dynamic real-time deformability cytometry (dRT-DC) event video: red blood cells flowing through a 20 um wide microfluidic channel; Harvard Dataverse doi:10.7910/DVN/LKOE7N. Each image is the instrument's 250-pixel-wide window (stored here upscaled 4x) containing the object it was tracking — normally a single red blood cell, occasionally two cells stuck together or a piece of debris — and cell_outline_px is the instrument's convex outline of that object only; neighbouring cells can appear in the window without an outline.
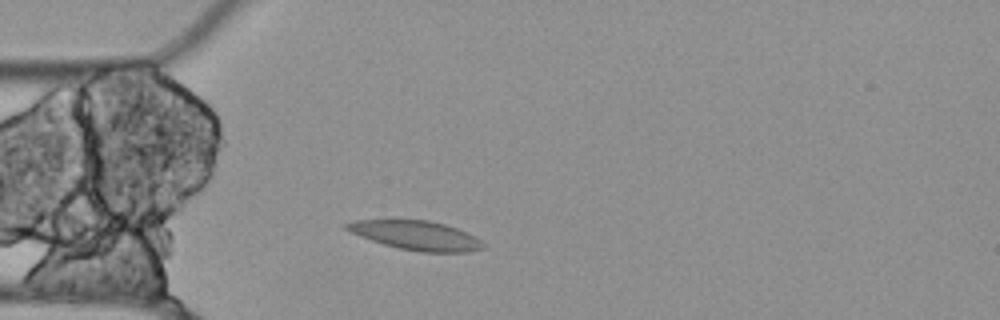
{"species": "Egyptian fruit bat (a non-hibernating species)", "species_latin": "Rousettus aegyptiacus", "temperature_condition": "cold", "stored_images_in_passage": 41, "camera_frame_rate_fps": 3000, "um_per_image_px": 0.085, "animal": {"sex": "female"}, "frame": {"image": 1, "passage_image": 7, "time_ms": 2.0, "image_size_px": [1000, 320], "cell_outline_px": [[484, 248], [468, 252], [420, 252], [400, 248], [384, 244], [360, 236], [344, 228], [344, 224], [356, 220], [428, 220], [444, 224], [456, 228], [480, 240], [484, 244]], "centroid_in_image_um": [35.36, 20.01], "position_along_channel_um": 49.6, "area_um2": 22.77}}
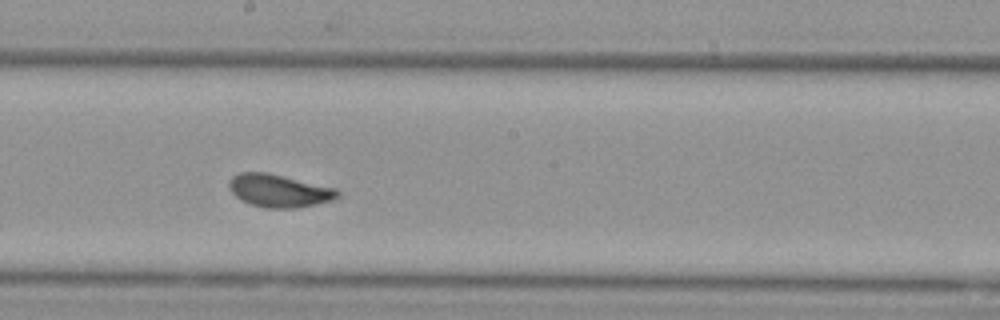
{"frame": {"image": 2, "passage_image": 22, "time_ms": 7.0, "image_size_px": [1000, 320], "cell_outline_px": [[340, 196], [332, 200], [296, 208], [264, 208], [252, 204], [236, 196], [232, 192], [228, 184], [228, 180], [232, 176], [240, 172], [264, 172], [336, 188], [340, 192]], "centroid_in_image_um": [23.71, 16.21], "position_along_channel_um": 224.5, "area_um2": 20.46}}
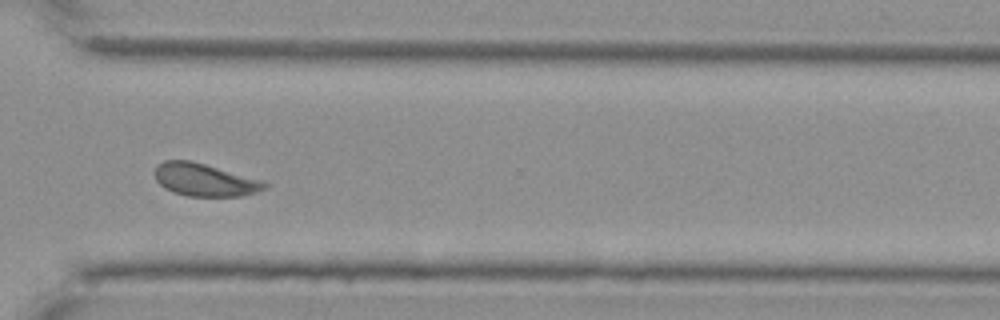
{"frame": {"image": 3, "passage_image": 33, "time_ms": 10.667, "image_size_px": [1000, 320], "cell_outline_px": [[268, 188], [256, 192], [240, 196], [188, 196], [172, 192], [164, 188], [156, 180], [152, 172], [156, 164], [164, 160], [188, 160], [268, 180]], "centroid_in_image_um": [17.42, 15.28], "position_along_channel_um": 353.2, "area_um2": 21.44}, "authors_computed_cell_mechanics": {"area_um2": 20.6924, "velocity_mm_per_s": 3.5022, "shape_relaxation_time_tau1_ms": null, "shape_relaxation_time_tau2_ms": 1.1609, "deformation_change_tau1": null, "deformation_change_tau2": 0.059}}